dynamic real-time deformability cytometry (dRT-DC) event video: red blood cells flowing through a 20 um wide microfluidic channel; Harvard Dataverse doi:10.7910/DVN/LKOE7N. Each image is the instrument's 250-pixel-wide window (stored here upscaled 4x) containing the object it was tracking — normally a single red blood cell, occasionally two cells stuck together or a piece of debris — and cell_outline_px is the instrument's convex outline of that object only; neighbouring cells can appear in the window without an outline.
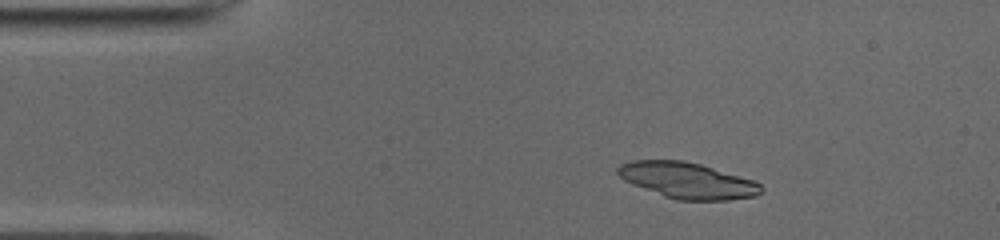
{"species": "common noctule bat (a hibernating species)", "species_latin": "Nyctalus noctula", "temperature_condition": "cold", "stored_images_in_passage": 44, "camera_frame_rate_fps": 3000, "um_per_image_px": 0.085, "animal": {"sex": "male", "body_mass_g": 19.0, "forearm_length_mm": 50.8}, "frame": {"image": 1, "passage_image": 2, "time_ms": 0.333, "image_size_px": [1000, 240], "cell_outline_px": [[764, 188], [756, 196], [728, 200], [676, 200], [664, 196], [632, 184], [624, 180], [616, 172], [616, 168], [620, 164], [632, 160], [684, 160], [700, 164], [752, 180], [760, 184]], "centroid_in_image_um": [58.4, 15.34], "position_along_channel_um": 26.6, "area_um2": 29.88}}
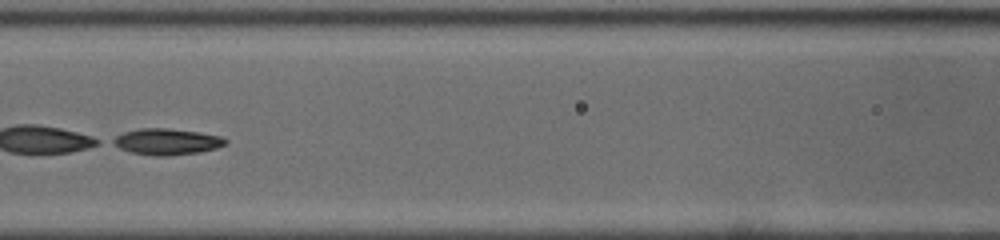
{"frame": {"image": 2, "passage_image": 16, "time_ms": 5.0, "image_size_px": [1000, 240], "cell_outline_px": [[228, 144], [216, 148], [200, 152], [168, 156], [152, 156], [132, 152], [120, 148], [112, 144], [108, 140], [124, 132], [140, 128], [168, 128], [196, 132], [220, 136], [228, 140]], "centroid_in_image_um": [14.15, 12.05], "position_along_channel_um": 152.4, "area_um2": 17.28}}